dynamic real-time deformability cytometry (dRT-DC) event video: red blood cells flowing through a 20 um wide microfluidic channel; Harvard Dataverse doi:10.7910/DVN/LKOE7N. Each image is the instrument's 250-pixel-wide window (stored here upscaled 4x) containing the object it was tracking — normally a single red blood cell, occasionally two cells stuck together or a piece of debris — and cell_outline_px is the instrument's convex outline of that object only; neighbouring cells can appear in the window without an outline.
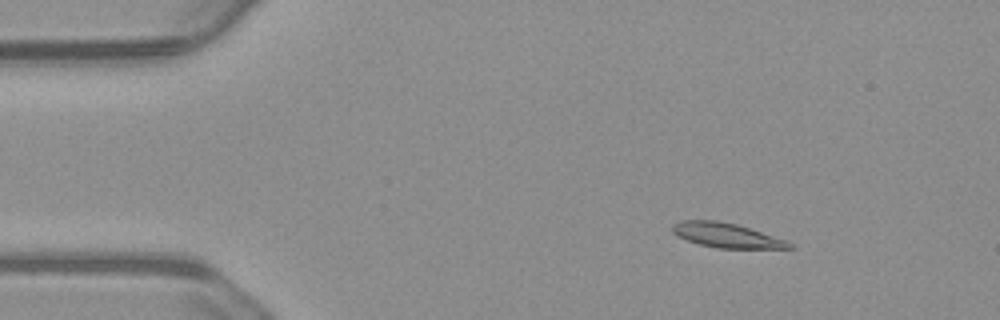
{"species": "common noctule bat (a hibernating species)", "species_latin": "Nyctalus noctula", "temperature_condition": "warm", "stored_images_in_passage": 56, "camera_frame_rate_fps": 3000, "um_per_image_px": 0.085, "animal": {"sex": "male", "body_mass_g": 23.1, "forearm_length_mm": 52.7}, "frame": {"image": 1, "passage_image": 8, "time_ms": 2.333, "image_size_px": [1000, 320], "cell_outline_px": [[796, 248], [716, 248], [700, 244], [676, 236], [672, 232], [672, 224], [680, 220], [716, 220], [736, 224], [784, 240], [792, 244]], "centroid_in_image_um": [61.67, 19.99], "position_along_channel_um": 23.3, "area_um2": 16.47}}
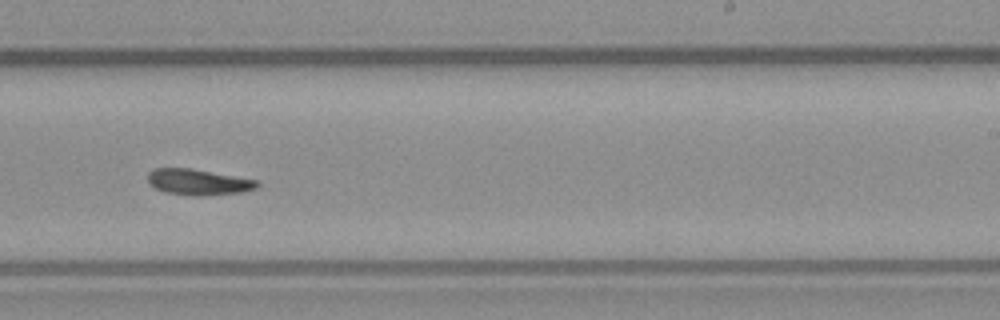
{"frame": {"image": 2, "passage_image": 34, "time_ms": 11.0, "image_size_px": [1000, 320], "cell_outline_px": [[260, 184], [256, 188], [244, 192], [200, 196], [192, 196], [164, 192], [148, 184], [148, 172], [152, 168], [192, 168], [256, 180]], "centroid_in_image_um": [16.82, 15.47], "position_along_channel_um": 272.2, "area_um2": 16.65}}
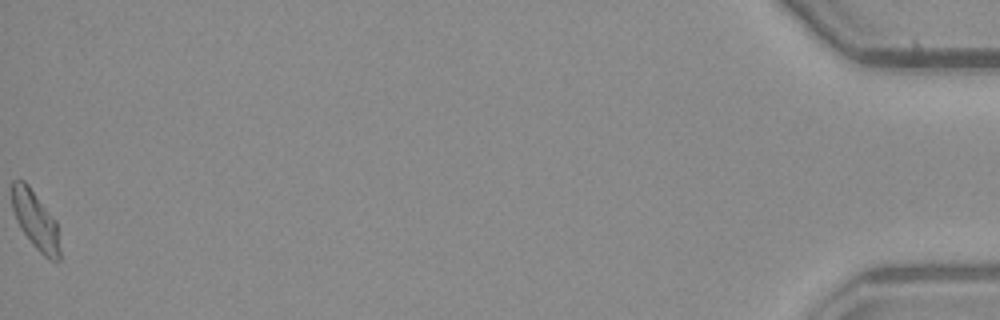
{"frame": {"image": 3, "passage_image": 56, "time_ms": 18.333, "image_size_px": [1000, 320], "cell_outline_px": [[60, 260], [48, 260], [32, 244], [20, 228], [16, 220], [12, 208], [12, 180], [24, 180], [28, 184], [56, 220], [60, 248]], "centroid_in_image_um": [3.01, 18.73], "position_along_channel_um": 432.2, "area_um2": 16.3}}